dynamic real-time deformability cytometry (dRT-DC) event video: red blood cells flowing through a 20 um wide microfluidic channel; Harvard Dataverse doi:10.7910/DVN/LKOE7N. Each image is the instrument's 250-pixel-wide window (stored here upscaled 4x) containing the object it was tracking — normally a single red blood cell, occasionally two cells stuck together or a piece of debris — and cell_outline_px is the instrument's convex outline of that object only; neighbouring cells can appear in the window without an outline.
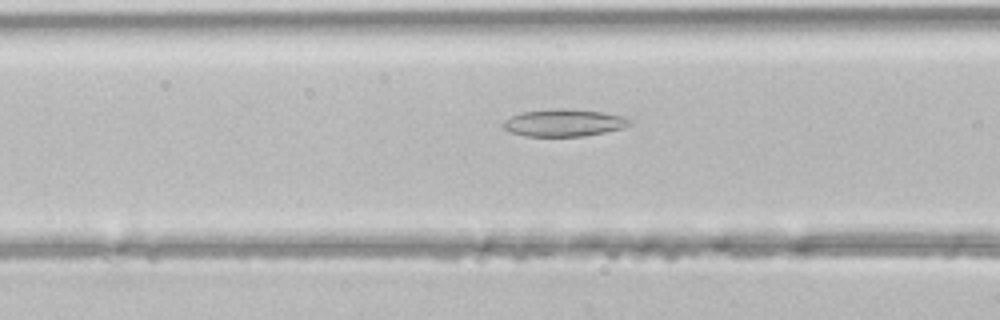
{"species": "common noctule bat (a hibernating species)", "species_latin": "Nyctalus noctula", "temperature_condition": "room temperature", "stored_images_in_passage": 33, "camera_frame_rate_fps": 3000, "um_per_image_px": 0.085, "animal": {"sex": "male", "body_mass_g": 21.5, "forearm_length_mm": 52.0}, "frame": {"image": 1, "passage_image": 11, "time_ms": 3.333, "image_size_px": [1000, 320], "cell_outline_px": [[632, 124], [624, 128], [584, 136], [524, 136], [508, 132], [504, 128], [504, 120], [520, 112], [552, 108], [572, 108], [604, 112], [624, 116], [632, 120]], "centroid_in_image_um": [47.96, 10.42], "position_along_channel_um": 118.6, "area_um2": 20.46}}
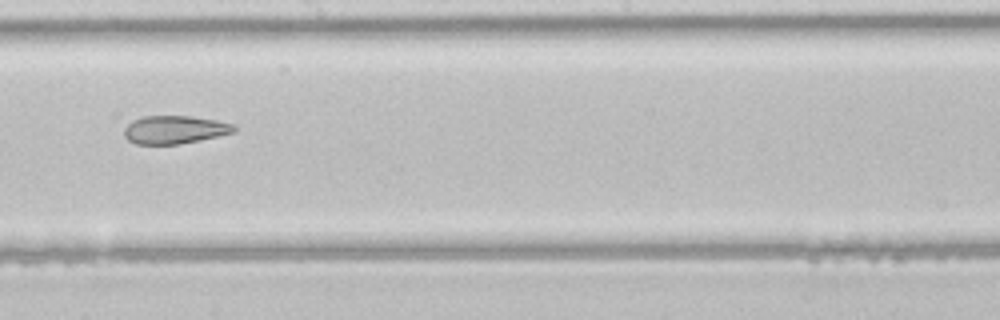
{"frame": {"image": 2, "passage_image": 19, "time_ms": 6.0, "image_size_px": [1000, 320], "cell_outline_px": [[236, 132], [200, 140], [180, 144], [136, 144], [128, 140], [124, 136], [124, 128], [132, 120], [144, 116], [192, 116], [216, 120], [232, 124], [236, 128]], "centroid_in_image_um": [14.84, 11.02], "position_along_channel_um": 233.4, "area_um2": 18.03}}
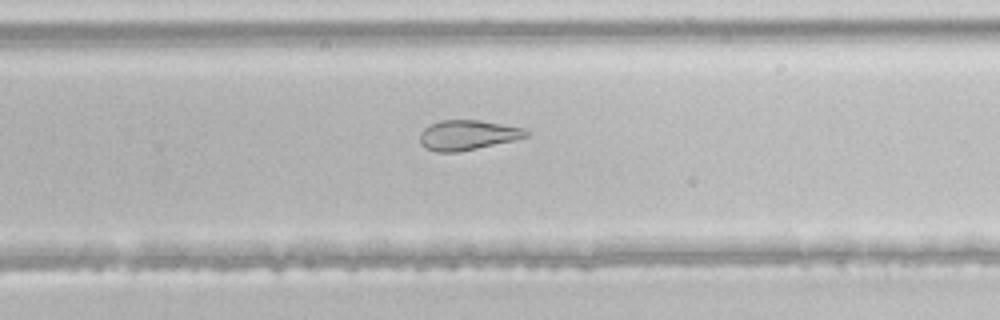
{"frame": {"image": 3, "passage_image": 23, "time_ms": 7.333, "image_size_px": [1000, 320], "cell_outline_px": [[528, 136], [512, 140], [476, 148], [456, 152], [436, 152], [424, 148], [420, 144], [420, 132], [424, 128], [440, 120], [480, 120], [524, 128], [528, 132]], "centroid_in_image_um": [39.69, 11.47], "position_along_channel_um": 290.1, "area_um2": 18.32}}